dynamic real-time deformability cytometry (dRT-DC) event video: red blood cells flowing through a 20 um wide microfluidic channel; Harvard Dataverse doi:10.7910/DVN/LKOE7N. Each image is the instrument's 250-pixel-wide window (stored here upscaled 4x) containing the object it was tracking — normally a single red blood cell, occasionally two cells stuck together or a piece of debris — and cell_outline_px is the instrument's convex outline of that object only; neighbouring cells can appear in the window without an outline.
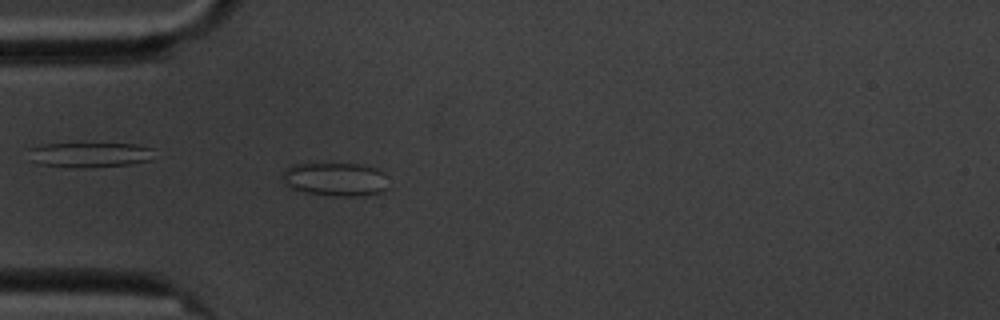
{"species": "common noctule bat (a hibernating species)", "species_latin": "Nyctalus noctula", "temperature_condition": "cold", "stored_images_in_passage": 3, "camera_frame_rate_fps": 3000, "um_per_image_px": 0.085, "animal": {"sex": "male", "body_mass_g": 20.1, "forearm_length_mm": 53.5}, "frame": {"image": 1, "passage_image": 3, "time_ms": 2.333, "image_size_px": [1000, 320], "cell_outline_px": [[388, 188], [380, 192], [364, 196], [332, 196], [304, 192], [288, 188], [284, 184], [280, 176], [292, 164], [360, 164], [376, 168], [380, 172]], "centroid_in_image_um": [28.43, 15.26], "position_along_channel_um": 56.6, "area_um2": 20.69}}